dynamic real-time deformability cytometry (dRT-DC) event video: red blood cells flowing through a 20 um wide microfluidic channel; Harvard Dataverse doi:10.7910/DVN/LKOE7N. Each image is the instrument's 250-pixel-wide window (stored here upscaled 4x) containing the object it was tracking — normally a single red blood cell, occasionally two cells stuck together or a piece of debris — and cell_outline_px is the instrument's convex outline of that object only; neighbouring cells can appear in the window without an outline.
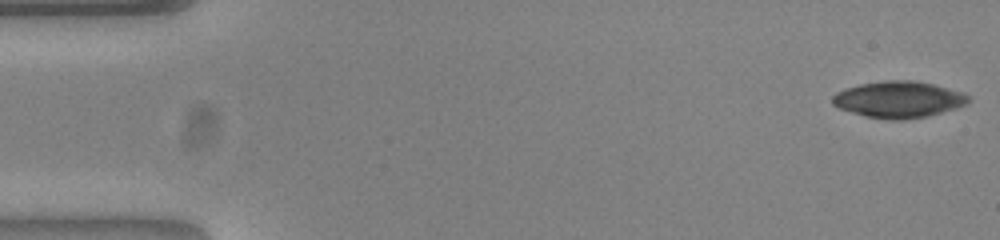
{"species": "common noctule bat (a hibernating species)", "species_latin": "Nyctalus noctula", "temperature_condition": "warm", "stored_images_in_passage": 52, "camera_frame_rate_fps": 3000, "um_per_image_px": 0.085, "animal": {"sex": "female", "body_mass_g": 23.0, "forearm_length_mm": 53.4}, "frame": {"image": 1, "passage_image": 1, "time_ms": 0.0, "image_size_px": [1000, 240], "cell_outline_px": [[968, 104], [956, 108], [928, 116], [904, 120], [888, 120], [864, 116], [840, 108], [832, 104], [832, 96], [836, 92], [844, 88], [860, 84], [884, 80], [912, 80], [932, 84], [964, 92], [968, 96]], "centroid_in_image_um": [76.37, 8.46], "position_along_channel_um": 8.6, "area_um2": 29.02}}
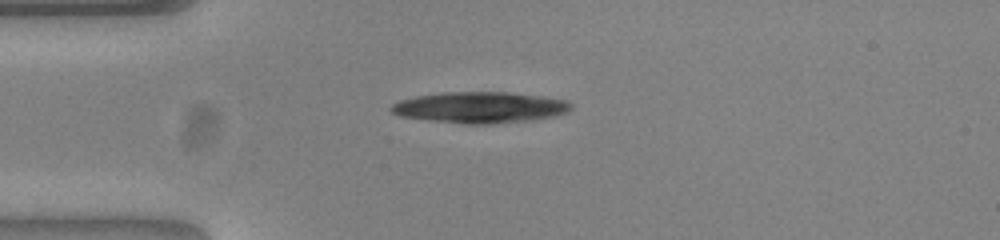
{"frame": {"image": 2, "passage_image": 13, "time_ms": 4.0, "image_size_px": [1000, 240], "cell_outline_px": [[572, 108], [568, 112], [556, 116], [524, 120], [488, 124], [468, 124], [428, 120], [400, 116], [392, 112], [388, 108], [392, 104], [400, 100], [416, 96], [444, 92], [508, 92], [540, 96], [568, 100], [572, 104]], "centroid_in_image_um": [40.79, 9.12], "position_along_channel_um": 44.2, "area_um2": 32.54}}
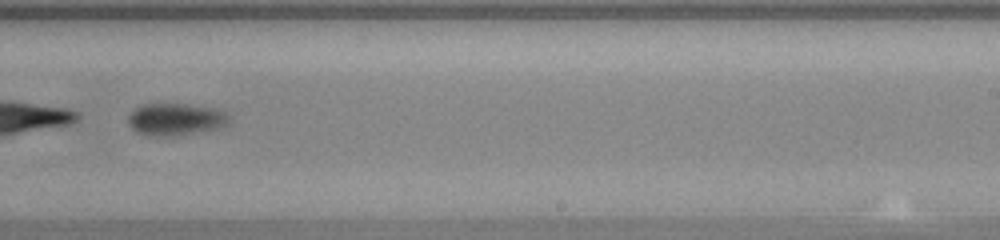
{"frame": {"image": 3, "passage_image": 33, "time_ms": 10.667, "image_size_px": [1000, 240], "cell_outline_px": [[228, 124], [212, 128], [168, 136], [156, 136], [140, 132], [132, 128], [128, 120], [128, 116], [140, 104], [188, 104], [216, 108], [228, 112]], "centroid_in_image_um": [14.92, 10.1], "position_along_channel_um": 274.1, "area_um2": 18.32}, "authors_computed_cell_mechanics": {"area_um2": 29.0156, "velocity_mm_per_s": 3.8154, "shape_relaxation_time_tau1_ms": 2.3091, "shape_relaxation_time_tau2_ms": null, "deformation_change_tau1": 0.3543, "deformation_change_tau2": null}}